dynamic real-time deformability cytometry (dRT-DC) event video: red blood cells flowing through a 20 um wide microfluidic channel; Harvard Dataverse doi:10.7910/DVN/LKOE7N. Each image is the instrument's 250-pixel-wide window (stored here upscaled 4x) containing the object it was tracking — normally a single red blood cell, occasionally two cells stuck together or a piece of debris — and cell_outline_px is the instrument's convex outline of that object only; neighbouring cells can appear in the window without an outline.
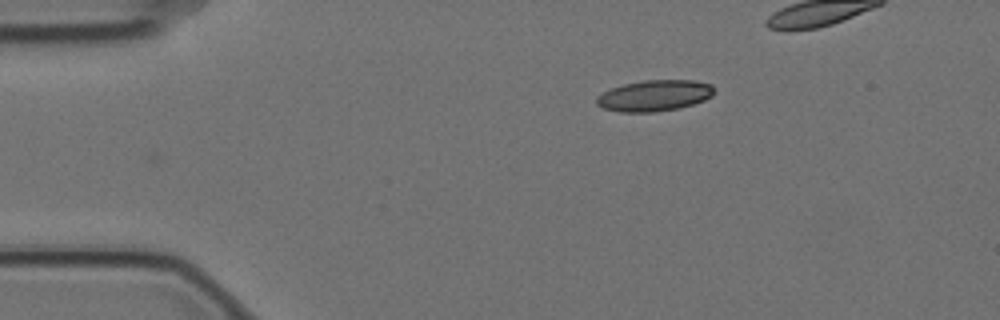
{"species": "Egyptian fruit bat (a non-hibernating species)", "species_latin": "Rousettus aegyptiacus", "temperature_condition": "cold", "stored_images_in_passage": 38, "camera_frame_rate_fps": 3000, "um_per_image_px": 0.085, "animal": {"sex": "female"}, "frame": {"image": 1, "passage_image": 1, "time_ms": 0.0, "image_size_px": [1000, 320], "cell_outline_px": [[712, 96], [704, 100], [680, 108], [652, 112], [620, 112], [604, 108], [596, 104], [596, 96], [612, 88], [624, 84], [644, 80], [696, 80], [712, 84]], "centroid_in_image_um": [55.62, 8.12], "position_along_channel_um": 29.4, "area_um2": 21.21}}
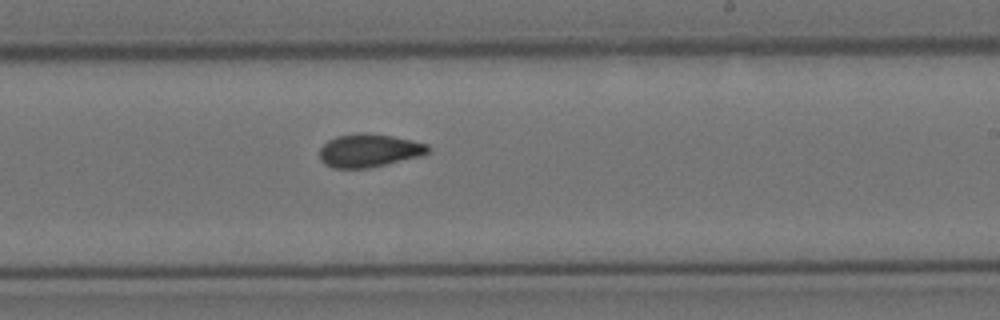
{"frame": {"image": 2, "passage_image": 25, "time_ms": 8.0, "image_size_px": [1000, 320], "cell_outline_px": [[432, 152], [420, 156], [368, 168], [332, 168], [324, 164], [320, 160], [320, 148], [328, 140], [336, 136], [364, 132], [368, 132], [392, 136], [428, 144], [432, 148]], "centroid_in_image_um": [31.38, 12.79], "position_along_channel_um": 257.6, "area_um2": 21.1}}
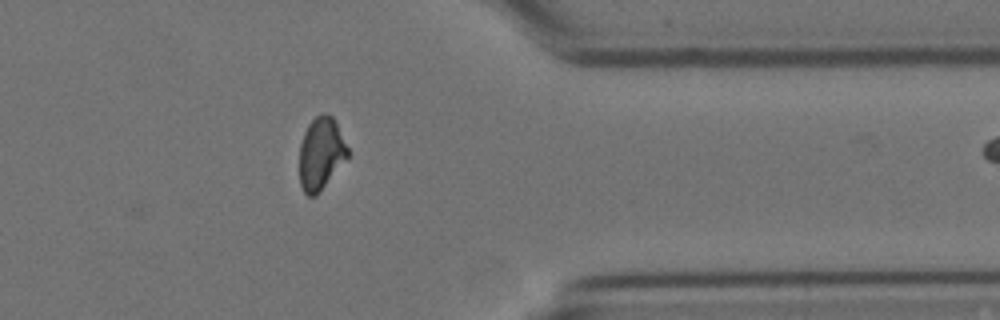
{"frame": {"image": 3, "passage_image": 37, "time_ms": 12.0, "image_size_px": [1000, 320], "cell_outline_px": [[348, 156], [320, 192], [316, 196], [308, 196], [304, 192], [300, 184], [300, 144], [304, 132], [308, 124], [320, 112], [324, 112], [332, 116], [348, 148]], "centroid_in_image_um": [27.26, 13.05], "position_along_channel_um": 384.1, "area_um2": 20.17}}